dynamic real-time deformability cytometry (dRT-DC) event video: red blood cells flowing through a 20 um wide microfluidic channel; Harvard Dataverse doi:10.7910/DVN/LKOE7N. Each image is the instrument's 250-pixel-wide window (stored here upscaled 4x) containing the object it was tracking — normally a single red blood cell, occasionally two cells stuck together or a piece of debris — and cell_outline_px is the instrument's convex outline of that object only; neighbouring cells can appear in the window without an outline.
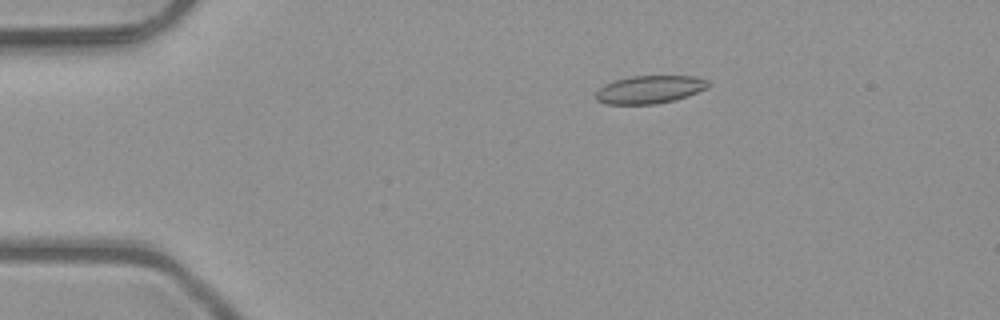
{"species": "common noctule bat (a hibernating species)", "species_latin": "Nyctalus noctula", "temperature_condition": "room temperature", "stored_images_in_passage": 7, "camera_frame_rate_fps": 3000, "um_per_image_px": 0.085, "animal": {"sex": "male", "body_mass_g": 23.1, "forearm_length_mm": 52.7}, "frame": {"image": 1, "passage_image": 2, "time_ms": 0.333, "image_size_px": [1000, 320], "cell_outline_px": [[708, 88], [688, 96], [676, 100], [656, 104], [604, 104], [596, 100], [596, 92], [604, 84], [616, 80], [632, 76], [692, 76], [708, 80]], "centroid_in_image_um": [55.22, 7.62], "position_along_channel_um": 29.8, "area_um2": 18.32}}
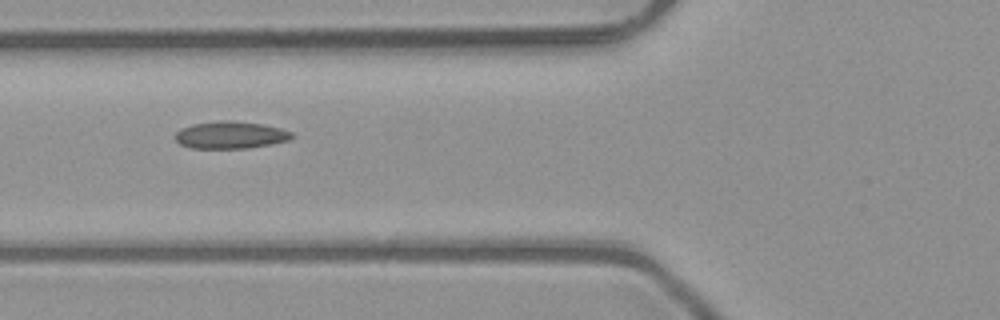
{"frame": {"image": 2, "passage_image": 5, "time_ms": 1.333, "image_size_px": [1000, 320], "cell_outline_px": [[296, 136], [292, 140], [248, 148], [192, 148], [180, 144], [176, 140], [176, 132], [180, 128], [192, 124], [220, 120], [232, 120], [264, 124], [280, 128], [292, 132]], "centroid_in_image_um": [19.63, 11.46], "position_along_channel_um": 106.2, "area_um2": 18.73}}
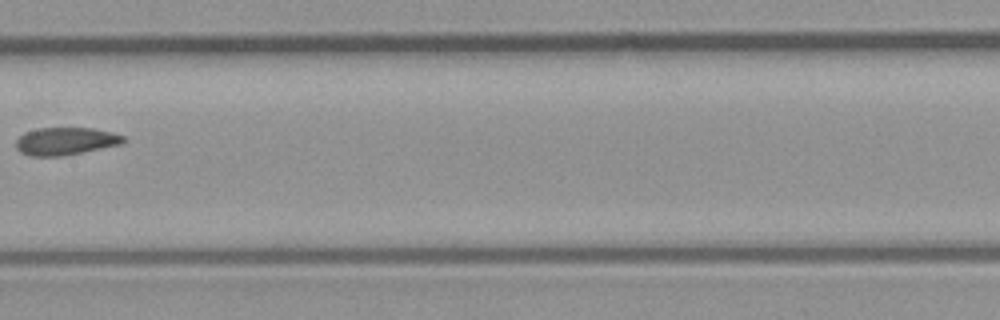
{"frame": {"image": 3, "passage_image": 7, "time_ms": 2.0, "image_size_px": [1000, 320], "cell_outline_px": [[124, 140], [120, 144], [60, 156], [28, 156], [20, 152], [16, 148], [16, 140], [24, 132], [40, 128], [92, 128], [112, 132], [124, 136]], "centroid_in_image_um": [5.51, 11.99], "position_along_channel_um": 201.9, "area_um2": 17.05}}